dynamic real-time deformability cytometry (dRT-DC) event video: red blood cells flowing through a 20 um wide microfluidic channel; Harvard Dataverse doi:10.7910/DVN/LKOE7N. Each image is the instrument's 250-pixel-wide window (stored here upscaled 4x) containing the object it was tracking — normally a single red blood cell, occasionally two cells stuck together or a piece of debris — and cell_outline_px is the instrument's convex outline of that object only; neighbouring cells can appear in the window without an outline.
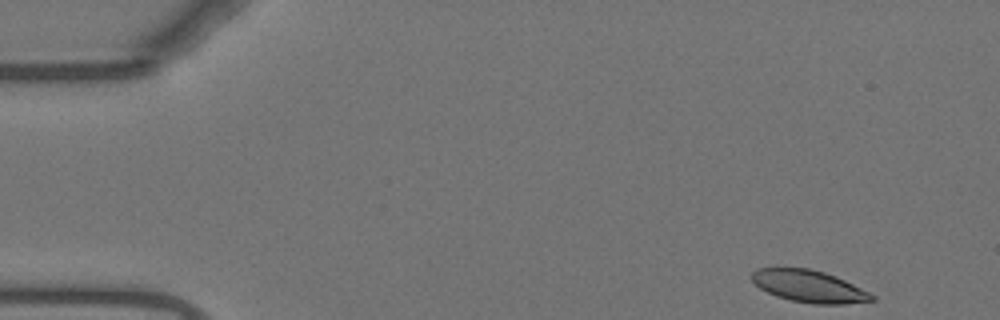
{"species": "Egyptian fruit bat (a non-hibernating species)", "species_latin": "Rousettus aegyptiacus", "temperature_condition": "warm", "stored_images_in_passage": 51, "camera_frame_rate_fps": 3000, "um_per_image_px": 0.085, "animal": {"sex": "female"}, "frame": {"image": 1, "passage_image": 1, "time_ms": 0.0, "image_size_px": [1000, 320], "cell_outline_px": [[876, 300], [844, 304], [812, 304], [792, 300], [776, 296], [760, 288], [752, 280], [752, 272], [756, 268], [808, 268], [824, 272], [836, 276], [876, 296]], "centroid_in_image_um": [68.77, 24.33], "position_along_channel_um": 16.2, "area_um2": 22.25}}
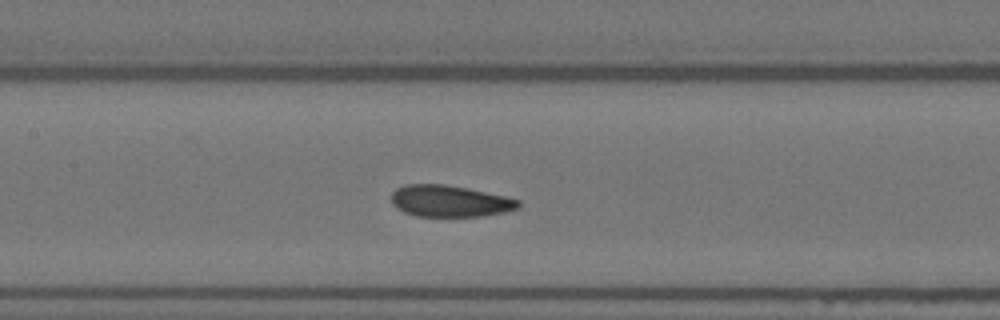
{"frame": {"image": 2, "passage_image": 22, "time_ms": 7.0, "image_size_px": [1000, 320], "cell_outline_px": [[520, 208], [504, 212], [484, 216], [416, 216], [404, 212], [396, 208], [392, 204], [392, 192], [396, 188], [404, 184], [444, 184], [504, 196], [520, 200]], "centroid_in_image_um": [38.2, 17.1], "position_along_channel_um": 169.2, "area_um2": 23.29}}
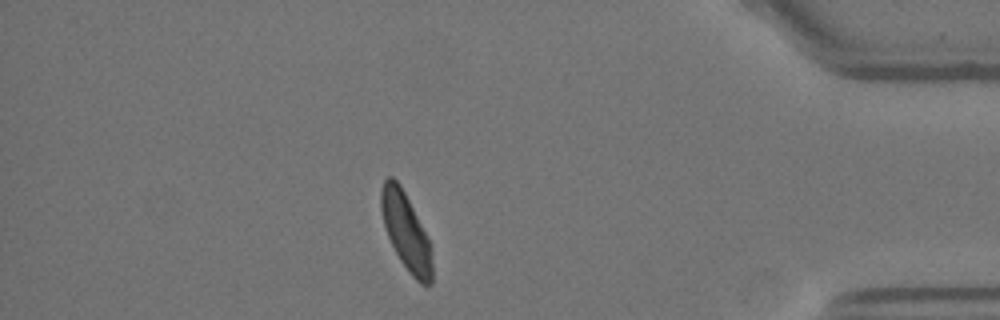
{"frame": {"image": 3, "passage_image": 44, "time_ms": 14.333, "image_size_px": [1000, 320], "cell_outline_px": [[432, 284], [420, 284], [412, 276], [400, 260], [388, 236], [384, 224], [380, 208], [380, 192], [384, 180], [388, 176], [392, 176], [400, 184], [432, 244]], "centroid_in_image_um": [34.52, 19.68], "position_along_channel_um": 400.7, "area_um2": 22.95}, "authors_computed_cell_mechanics": {"area_um2": 23.5824, "velocity_mm_per_s": 3.6982, "shape_relaxation_time_tau1_ms": 4.2142, "shape_relaxation_time_tau2_ms": 1.3496, "deformation_change_tau1": 0.1447, "deformation_change_tau2": 0.0695}}